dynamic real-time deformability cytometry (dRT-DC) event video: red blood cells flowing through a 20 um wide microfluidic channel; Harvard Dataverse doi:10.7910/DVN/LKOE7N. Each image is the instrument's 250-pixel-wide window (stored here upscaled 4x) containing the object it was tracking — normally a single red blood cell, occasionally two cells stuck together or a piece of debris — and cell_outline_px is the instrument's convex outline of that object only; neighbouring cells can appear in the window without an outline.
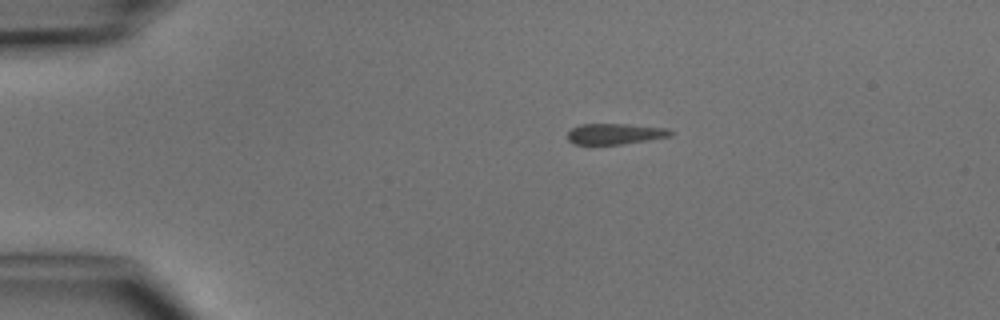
{"species": "common noctule bat (a hibernating species)", "species_latin": "Nyctalus noctula", "temperature_condition": "cold", "stored_images_in_passage": 3, "camera_frame_rate_fps": 3000, "um_per_image_px": 0.085, "animal": {"sex": "male", "body_mass_g": 15.6}, "frame": {"image": 1, "passage_image": 1, "time_ms": 0.0, "image_size_px": [1000, 320], "cell_outline_px": [[676, 132], [672, 136], [648, 140], [620, 144], [576, 144], [568, 140], [568, 132], [572, 128], [580, 124], [624, 124], [668, 128]], "centroid_in_image_um": [52.33, 11.37], "position_along_channel_um": 32.7, "area_um2": 12.48}}
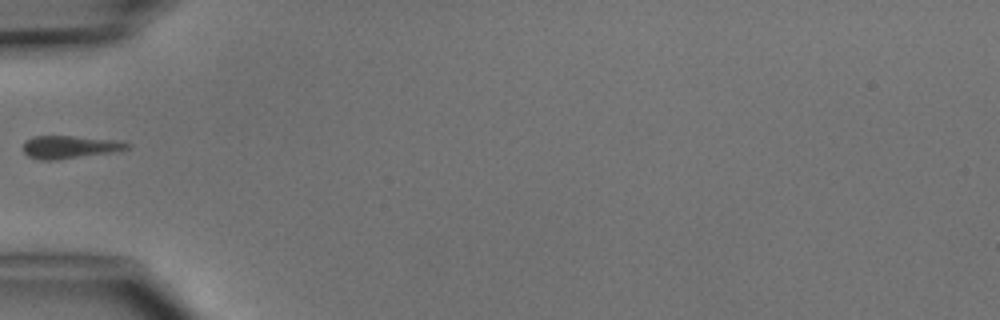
{"frame": {"image": 2, "passage_image": 3, "time_ms": 2.333, "image_size_px": [1000, 320], "cell_outline_px": [[132, 144], [128, 148], [112, 152], [56, 160], [40, 160], [28, 156], [24, 152], [24, 140], [32, 136], [72, 136], [120, 140]], "centroid_in_image_um": [5.92, 12.49], "position_along_channel_um": 79.1, "area_um2": 13.87}}